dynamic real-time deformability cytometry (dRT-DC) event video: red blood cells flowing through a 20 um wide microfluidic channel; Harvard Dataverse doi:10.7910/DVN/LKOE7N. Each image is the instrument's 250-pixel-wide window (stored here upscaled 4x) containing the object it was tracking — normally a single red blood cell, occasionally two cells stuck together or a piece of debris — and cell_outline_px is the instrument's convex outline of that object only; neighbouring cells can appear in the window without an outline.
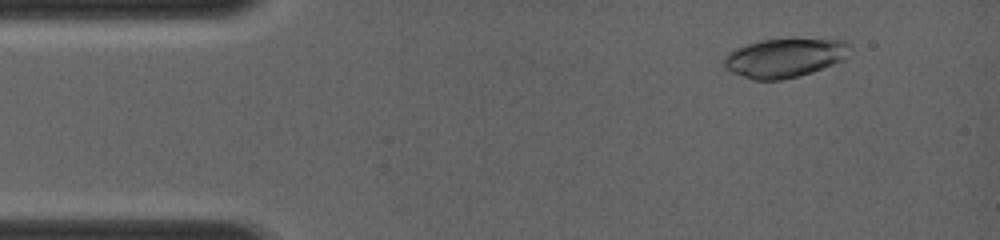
{"species": "common noctule bat (a hibernating species)", "species_latin": "Nyctalus noctula", "temperature_condition": "room temperature", "stored_images_in_passage": 49, "camera_frame_rate_fps": 4000, "um_per_image_px": 0.085, "animal": {"sex": "female", "body_mass_g": 19.0, "forearm_length_mm": 56.7}, "frame": {"image": 1, "passage_image": 6, "time_ms": 1.25, "image_size_px": [1000, 240], "cell_outline_px": [[848, 44], [840, 60], [832, 64], [812, 72], [780, 80], [752, 80], [732, 72], [724, 68], [724, 60], [732, 52], [740, 48], [764, 40], [844, 40]], "centroid_in_image_um": [66.63, 4.95], "position_along_channel_um": 18.4, "area_um2": 27.11}}
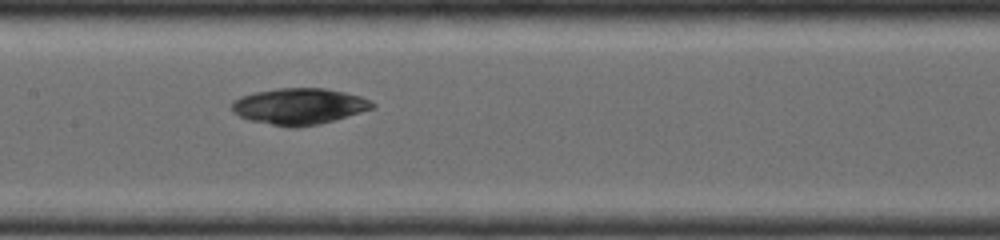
{"frame": {"image": 2, "passage_image": 26, "time_ms": 6.25, "image_size_px": [1000, 240], "cell_outline_px": [[376, 108], [320, 124], [300, 128], [288, 128], [248, 120], [240, 116], [232, 108], [232, 104], [236, 100], [244, 96], [256, 92], [276, 88], [324, 88], [344, 92], [360, 96], [376, 104]], "centroid_in_image_um": [25.48, 9.05], "position_along_channel_um": 181.9, "area_um2": 29.65}}
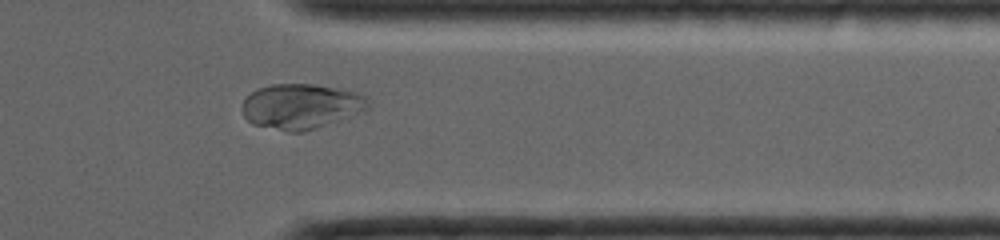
{"frame": {"image": 3, "passage_image": 43, "time_ms": 10.5, "image_size_px": [1000, 240], "cell_outline_px": [[372, 108], [364, 112], [300, 132], [288, 132], [252, 124], [244, 116], [244, 100], [256, 88], [272, 84], [316, 84], [356, 92], [368, 96]], "centroid_in_image_um": [25.65, 9.02], "position_along_channel_um": 385.8, "area_um2": 33.12}}